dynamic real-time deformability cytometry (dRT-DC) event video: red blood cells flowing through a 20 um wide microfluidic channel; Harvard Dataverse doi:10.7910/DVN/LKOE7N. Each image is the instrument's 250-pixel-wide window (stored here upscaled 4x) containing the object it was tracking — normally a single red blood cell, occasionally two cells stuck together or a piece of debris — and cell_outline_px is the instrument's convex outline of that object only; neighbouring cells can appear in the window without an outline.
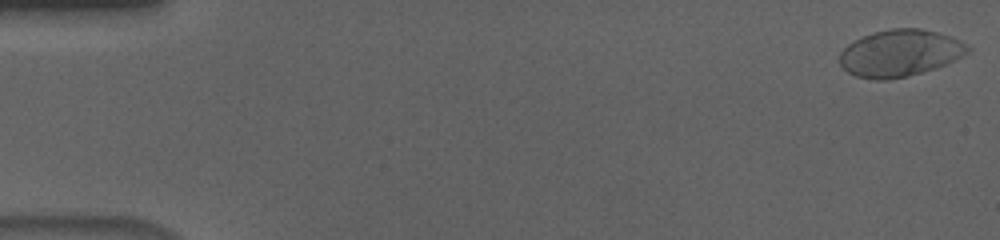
{"species": "human", "species_latin": "Homo sapiens", "temperature_condition": "cold", "stored_images_in_passage": 56, "camera_frame_rate_fps": 3000, "um_per_image_px": 0.085, "donor": {"sex": "male"}, "frame": {"image": 1, "passage_image": 1, "time_ms": 0.0, "image_size_px": [1000, 240], "cell_outline_px": [[972, 48], [968, 52], [944, 64], [908, 76], [888, 80], [876, 80], [856, 76], [848, 72], [840, 64], [840, 52], [848, 44], [864, 36], [888, 28], [920, 28], [936, 32], [960, 40], [968, 44]], "centroid_in_image_um": [76.48, 4.51], "position_along_channel_um": 8.5, "area_um2": 34.51}}
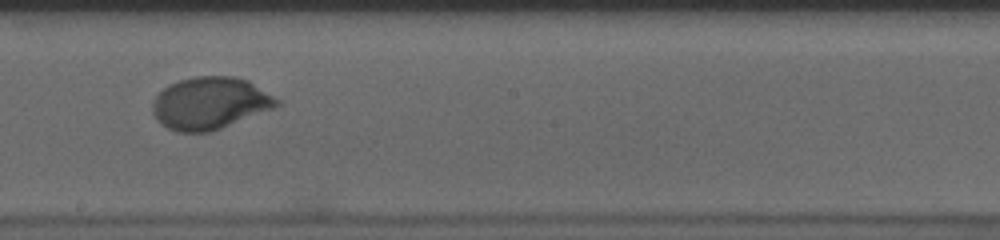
{"frame": {"image": 2, "passage_image": 32, "time_ms": 10.333, "image_size_px": [1000, 240], "cell_outline_px": [[280, 104], [272, 108], [220, 128], [208, 132], [176, 132], [160, 124], [156, 120], [152, 112], [152, 104], [156, 96], [168, 84], [180, 80], [196, 76], [232, 76], [248, 80], [280, 100]], "centroid_in_image_um": [17.8, 8.76], "position_along_channel_um": 230.4, "area_um2": 37.51}}
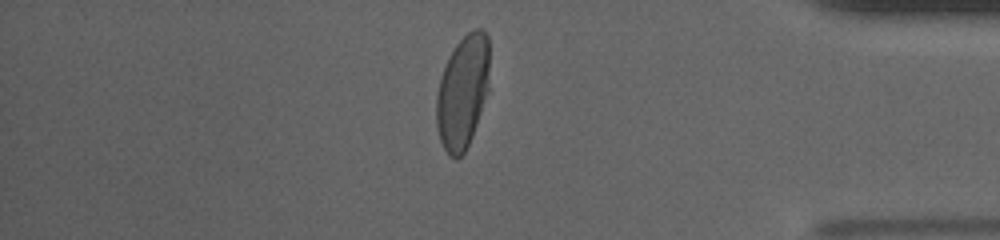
{"frame": {"image": 3, "passage_image": 48, "time_ms": 15.667, "image_size_px": [1000, 240], "cell_outline_px": [[488, 92], [472, 136], [464, 152], [456, 160], [444, 148], [440, 140], [436, 128], [436, 96], [440, 76], [444, 64], [448, 56], [456, 44], [468, 32], [476, 28], [480, 28], [488, 36]], "centroid_in_image_um": [39.3, 7.8], "position_along_channel_um": 395.9, "area_um2": 35.08}, "authors_computed_cell_mechanics": {"area_um2": 36.5585, "velocity_mm_per_s": 3.6289, "shape_relaxation_time_tau1_ms": 3.1124, "shape_relaxation_time_tau2_ms": null, "deformation_change_tau1": 0.1698, "deformation_change_tau2": null}}